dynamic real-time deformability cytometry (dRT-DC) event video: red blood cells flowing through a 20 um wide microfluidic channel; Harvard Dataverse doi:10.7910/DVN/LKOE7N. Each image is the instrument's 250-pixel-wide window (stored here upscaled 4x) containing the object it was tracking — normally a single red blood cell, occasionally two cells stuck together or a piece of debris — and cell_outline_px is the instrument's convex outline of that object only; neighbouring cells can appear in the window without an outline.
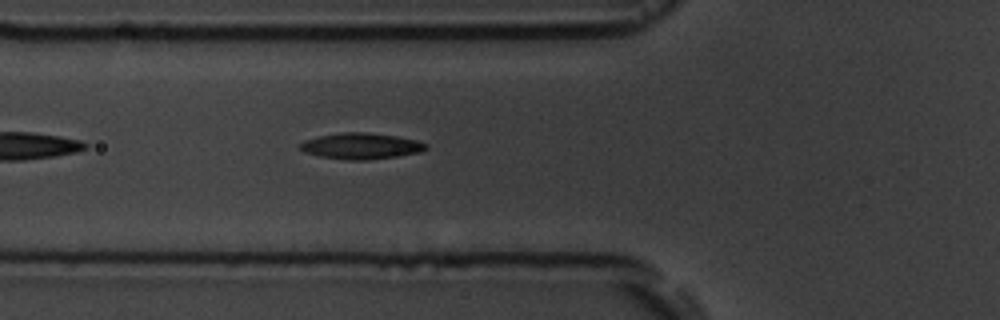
{"species": "common noctule bat (a hibernating species)", "species_latin": "Nyctalus noctula", "temperature_condition": "room temperature", "stored_images_in_passage": 5, "camera_frame_rate_fps": 3000, "um_per_image_px": 0.085, "animal": {"sex": "male", "body_mass_g": 19.5, "forearm_length_mm": 54.6}, "frame": {"image": 1, "passage_image": 5, "time_ms": 6.0, "image_size_px": [1000, 320], "cell_outline_px": [[428, 148], [420, 152], [400, 156], [364, 160], [348, 160], [320, 156], [304, 152], [300, 148], [300, 144], [304, 140], [320, 136], [344, 132], [368, 132], [396, 136], [416, 140], [428, 144]], "centroid_in_image_um": [30.72, 12.41], "position_along_channel_um": 95.1, "area_um2": 19.07}}